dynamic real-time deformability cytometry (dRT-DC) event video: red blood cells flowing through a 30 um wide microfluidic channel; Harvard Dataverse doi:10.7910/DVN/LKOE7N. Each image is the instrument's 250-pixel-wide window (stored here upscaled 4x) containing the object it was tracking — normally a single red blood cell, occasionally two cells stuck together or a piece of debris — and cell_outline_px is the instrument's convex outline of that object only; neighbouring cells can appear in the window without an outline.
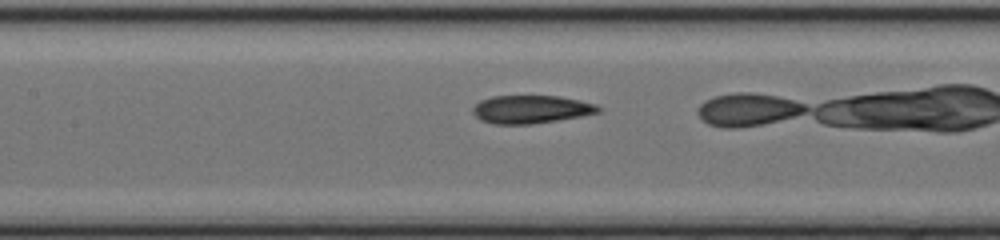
{"species": "common noctule bat (a hibernating species)", "species_latin": "Nyctalus noctula", "temperature_condition": "cold", "stored_images_in_passage": 24, "camera_frame_rate_fps": 3000, "um_per_image_px": 0.085, "animal": {"sex": "female", "body_mass_g": 17.0, "forearm_length_mm": 48.0}, "frame": {"image": 1, "passage_image": 15, "time_ms": 4.667, "image_size_px": [1000, 240], "cell_outline_px": [[600, 112], [580, 116], [532, 124], [492, 124], [480, 120], [472, 112], [472, 108], [480, 100], [492, 96], [560, 96], [580, 100], [596, 104], [600, 108]], "centroid_in_image_um": [45.11, 9.29], "position_along_channel_um": 162.3, "area_um2": 20.52}}